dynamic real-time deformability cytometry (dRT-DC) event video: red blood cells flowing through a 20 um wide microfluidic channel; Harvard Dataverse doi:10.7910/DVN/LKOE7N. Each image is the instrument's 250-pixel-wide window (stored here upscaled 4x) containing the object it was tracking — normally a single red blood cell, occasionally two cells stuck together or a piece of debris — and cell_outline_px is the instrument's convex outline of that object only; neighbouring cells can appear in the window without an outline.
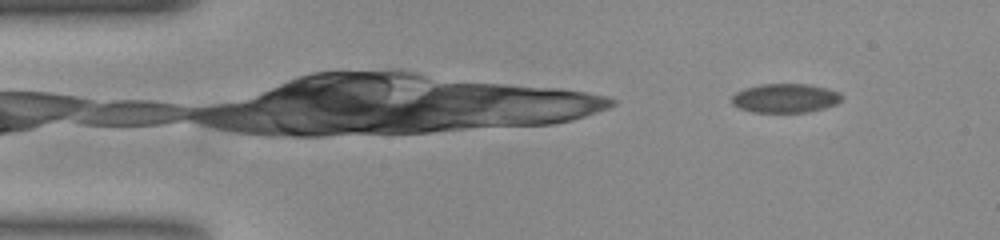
{"species": "common noctule bat (a hibernating species)", "species_latin": "Nyctalus noctula", "temperature_condition": "room temperature", "stored_images_in_passage": 40, "camera_frame_rate_fps": 3000, "um_per_image_px": 0.085, "animal": {"sex": "female", "body_mass_g": 23.0, "forearm_length_mm": 53.4}, "frame": {"image": 1, "passage_image": 5, "time_ms": 1.333, "image_size_px": [1000, 240], "cell_outline_px": [[844, 100], [836, 104], [824, 108], [808, 112], [752, 112], [740, 108], [732, 104], [732, 96], [736, 92], [744, 88], [760, 84], [808, 84], [840, 92], [844, 96]], "centroid_in_image_um": [66.77, 8.34], "position_along_channel_um": 18.2, "area_um2": 18.73}}
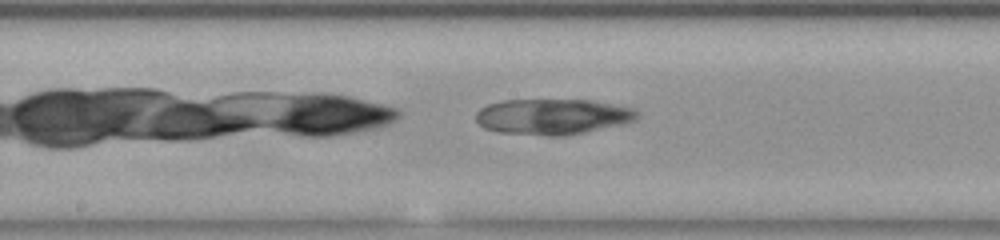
{"frame": {"image": 2, "passage_image": 20, "time_ms": 6.333, "image_size_px": [1000, 240], "cell_outline_px": [[640, 116], [636, 120], [620, 124], [584, 132], [564, 136], [548, 136], [496, 132], [484, 128], [476, 120], [476, 112], [480, 108], [488, 104], [500, 100], [592, 100], [632, 108], [640, 112]], "centroid_in_image_um": [46.95, 9.91], "position_along_channel_um": 201.3, "area_um2": 33.64}}
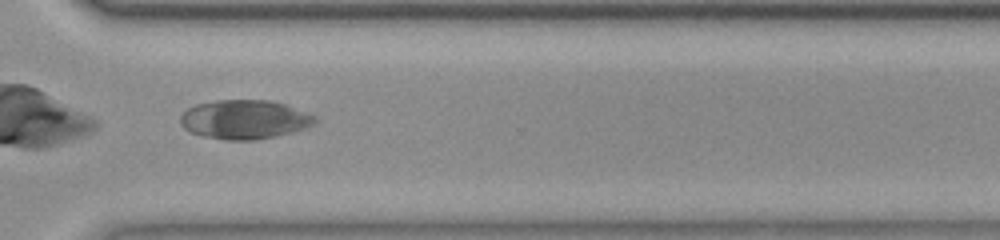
{"frame": {"image": 3, "passage_image": 32, "time_ms": 10.333, "image_size_px": [1000, 240], "cell_outline_px": [[316, 120], [312, 124], [304, 128], [292, 132], [276, 136], [256, 140], [224, 140], [204, 136], [192, 132], [184, 128], [180, 124], [180, 116], [188, 108], [196, 104], [216, 100], [268, 100], [284, 104], [316, 116]], "centroid_in_image_um": [20.75, 10.16], "position_along_channel_um": 349.8, "area_um2": 30.46}}